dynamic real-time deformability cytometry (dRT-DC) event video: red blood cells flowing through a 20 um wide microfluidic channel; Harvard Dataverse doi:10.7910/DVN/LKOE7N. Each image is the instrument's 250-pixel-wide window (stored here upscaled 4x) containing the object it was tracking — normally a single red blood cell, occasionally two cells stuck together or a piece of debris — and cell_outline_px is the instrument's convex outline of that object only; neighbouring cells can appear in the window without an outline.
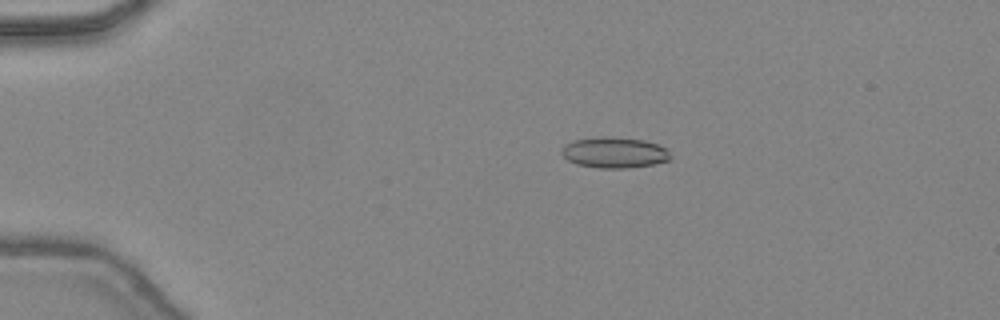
{"species": "common noctule bat (a hibernating species)", "species_latin": "Nyctalus noctula", "temperature_condition": "warm", "stored_images_in_passage": 48, "camera_frame_rate_fps": 3000, "um_per_image_px": 0.085, "animal": {"sex": "female", "body_mass_g": 24.6, "forearm_length_mm": 56.2}, "frame": {"image": 1, "passage_image": 11, "time_ms": 3.333, "image_size_px": [1000, 320], "cell_outline_px": [[672, 156], [668, 160], [652, 164], [628, 168], [596, 168], [576, 164], [568, 160], [560, 152], [564, 144], [572, 140], [604, 136], [644, 140], [656, 144], [664, 148]], "centroid_in_image_um": [52.17, 12.97], "position_along_channel_um": 32.8, "area_um2": 19.48}}
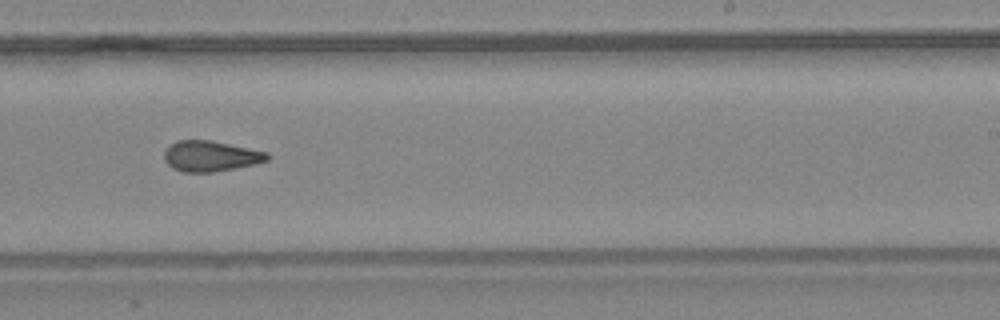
{"frame": {"image": 2, "passage_image": 31, "time_ms": 10.0, "image_size_px": [1000, 320], "cell_outline_px": [[272, 156], [268, 160], [252, 164], [212, 172], [184, 172], [172, 168], [164, 160], [164, 152], [168, 144], [176, 140], [212, 140], [268, 152]], "centroid_in_image_um": [17.87, 13.25], "position_along_channel_um": 271.1, "area_um2": 18.44}}
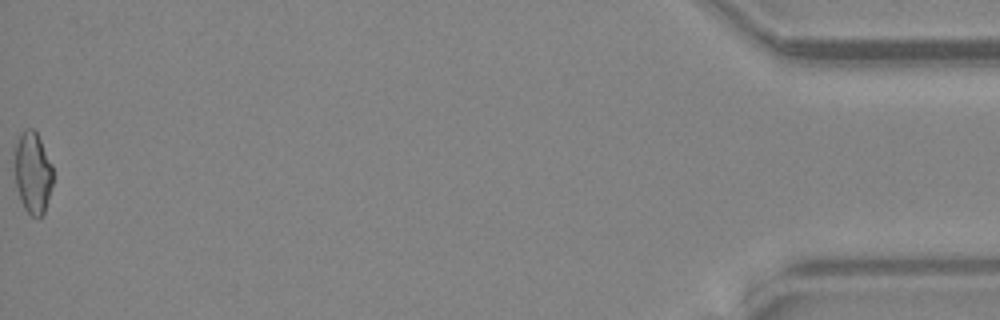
{"frame": {"image": 3, "passage_image": 48, "time_ms": 15.667, "image_size_px": [1000, 320], "cell_outline_px": [[52, 184], [44, 212], [40, 216], [32, 216], [24, 208], [20, 200], [16, 184], [12, 152], [12, 148], [24, 128], [32, 128], [36, 132], [52, 164]], "centroid_in_image_um": [2.73, 14.62], "position_along_channel_um": 432.5, "area_um2": 18.44}, "authors_computed_cell_mechanics": {"area_um2": 18.7272, "velocity_mm_per_s": 4.4926, "shape_relaxation_time_tau1_ms": null, "shape_relaxation_time_tau2_ms": 1.5628, "deformation_change_tau1": null, "deformation_change_tau2": 0.0719}}